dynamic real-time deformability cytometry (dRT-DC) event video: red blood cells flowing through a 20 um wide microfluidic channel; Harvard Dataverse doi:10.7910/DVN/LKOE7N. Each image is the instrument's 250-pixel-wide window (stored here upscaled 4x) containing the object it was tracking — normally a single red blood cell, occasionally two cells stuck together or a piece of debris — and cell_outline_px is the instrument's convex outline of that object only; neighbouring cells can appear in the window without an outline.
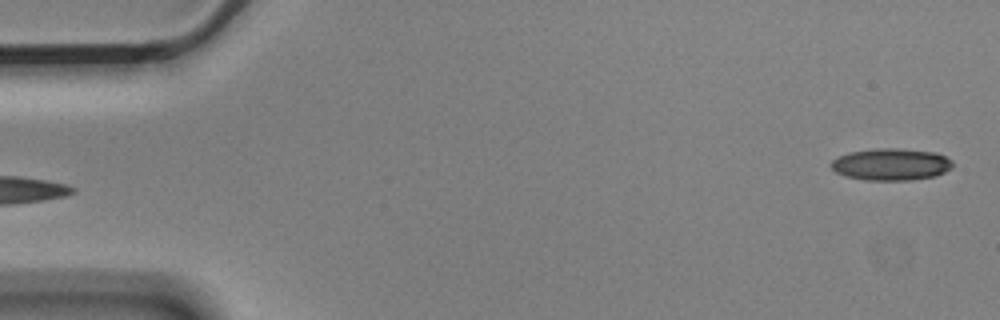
{"species": "Egyptian fruit bat (a non-hibernating species)", "species_latin": "Rousettus aegyptiacus", "temperature_condition": "cold", "stored_images_in_passage": 6, "camera_frame_rate_fps": 3000, "um_per_image_px": 0.085, "animal": {"sex": "male"}, "frame": {"image": 1, "passage_image": 1, "time_ms": 0.0, "image_size_px": [1000, 320], "cell_outline_px": [[952, 168], [936, 176], [912, 180], [864, 180], [844, 176], [836, 172], [828, 164], [832, 160], [848, 152], [876, 148], [900, 148], [936, 152], [952, 160]], "centroid_in_image_um": [75.73, 13.97], "position_along_channel_um": 9.3, "area_um2": 22.89}}
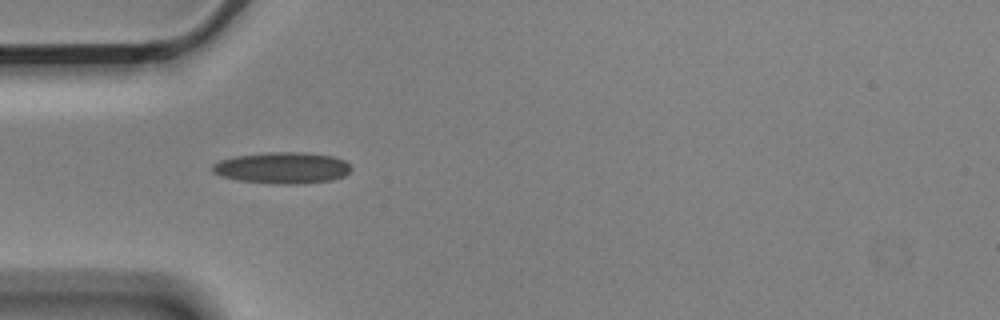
{"frame": {"image": 2, "passage_image": 5, "time_ms": 1.333, "image_size_px": [1000, 320], "cell_outline_px": [[352, 168], [344, 176], [332, 180], [296, 184], [276, 184], [240, 180], [220, 176], [212, 172], [212, 164], [220, 160], [236, 156], [264, 152], [300, 152], [332, 156], [344, 160]], "centroid_in_image_um": [23.98, 14.26], "position_along_channel_um": 61.0, "area_um2": 25.32}}
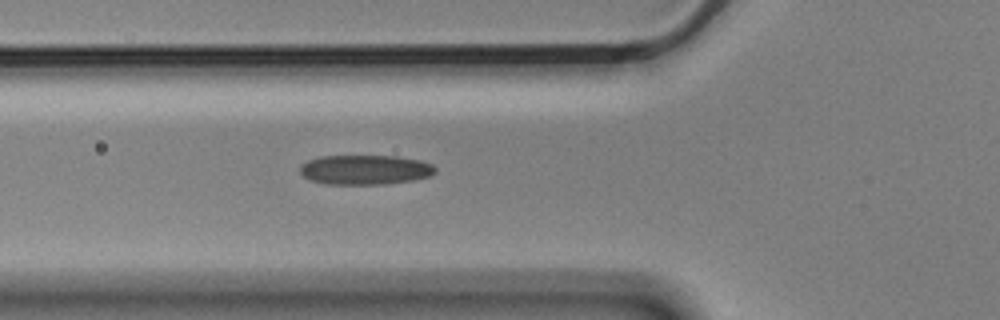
{"frame": {"image": 3, "passage_image": 6, "time_ms": 1.667, "image_size_px": [1000, 320], "cell_outline_px": [[436, 172], [428, 176], [412, 180], [384, 184], [328, 184], [312, 180], [304, 176], [300, 172], [300, 164], [308, 160], [320, 156], [396, 156], [420, 160], [432, 164], [436, 168]], "centroid_in_image_um": [31.03, 14.42], "position_along_channel_um": 94.8, "area_um2": 23.29}}